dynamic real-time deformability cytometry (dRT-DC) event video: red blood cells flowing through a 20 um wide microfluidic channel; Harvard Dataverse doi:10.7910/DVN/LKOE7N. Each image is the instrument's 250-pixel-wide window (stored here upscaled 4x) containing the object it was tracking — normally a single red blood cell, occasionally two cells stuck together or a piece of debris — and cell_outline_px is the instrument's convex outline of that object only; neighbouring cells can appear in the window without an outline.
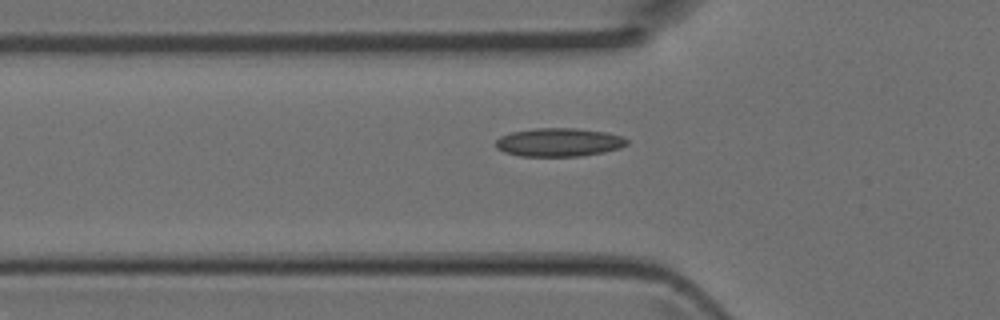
{"species": "Egyptian fruit bat (a non-hibernating species)", "species_latin": "Rousettus aegyptiacus", "temperature_condition": "room temperature", "stored_images_in_passage": 4, "camera_frame_rate_fps": 3000, "um_per_image_px": 0.085, "animal": {"sex": "female"}, "frame": {"image": 1, "passage_image": 4, "time_ms": 1.0, "image_size_px": [1000, 320], "cell_outline_px": [[628, 144], [620, 148], [604, 152], [580, 156], [520, 156], [504, 152], [496, 148], [496, 140], [500, 136], [512, 132], [536, 128], [576, 128], [604, 132], [620, 136], [628, 140]], "centroid_in_image_um": [47.49, 12.1], "position_along_channel_um": 78.3, "area_um2": 21.68}}